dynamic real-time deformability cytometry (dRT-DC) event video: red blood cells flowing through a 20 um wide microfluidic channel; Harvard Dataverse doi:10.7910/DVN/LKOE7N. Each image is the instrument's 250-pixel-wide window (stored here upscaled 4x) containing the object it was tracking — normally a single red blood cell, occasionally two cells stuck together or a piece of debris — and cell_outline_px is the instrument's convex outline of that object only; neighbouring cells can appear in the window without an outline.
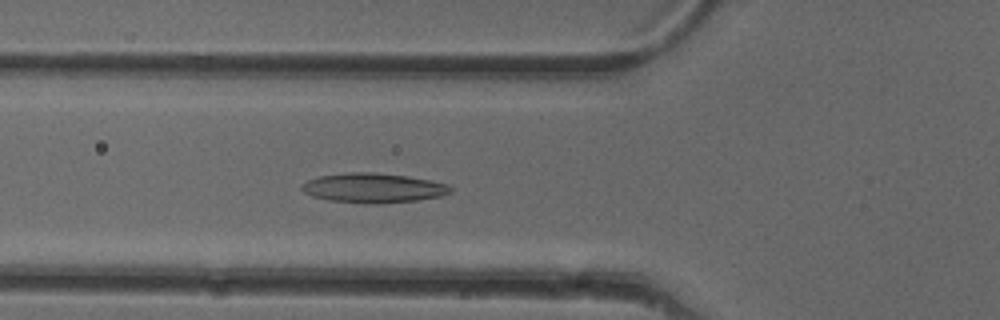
{"species": "common noctule bat (a hibernating species)", "species_latin": "Nyctalus noctula", "temperature_condition": "cold", "stored_images_in_passage": 51, "camera_frame_rate_fps": 3000, "um_per_image_px": 0.085, "animal": {"sex": "female"}, "frame": {"image": 1, "passage_image": 18, "time_ms": 5.667, "image_size_px": [1000, 320], "cell_outline_px": [[452, 192], [440, 196], [416, 200], [380, 204], [368, 204], [328, 200], [312, 196], [304, 192], [300, 188], [300, 184], [308, 180], [320, 176], [348, 172], [372, 172], [408, 176], [428, 180], [444, 184], [452, 188]], "centroid_in_image_um": [31.68, 15.98], "position_along_channel_um": 94.1, "area_um2": 25.61}}
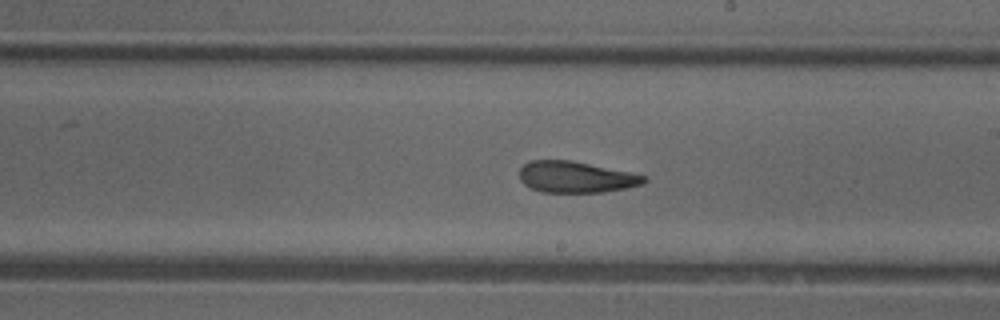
{"frame": {"image": 2, "passage_image": 29, "time_ms": 9.333, "image_size_px": [1000, 320], "cell_outline_px": [[648, 180], [644, 184], [624, 188], [600, 192], [540, 192], [524, 184], [520, 180], [520, 168], [528, 160], [572, 160], [648, 176]], "centroid_in_image_um": [48.94, 15.04], "position_along_channel_um": 240.1, "area_um2": 22.72}}
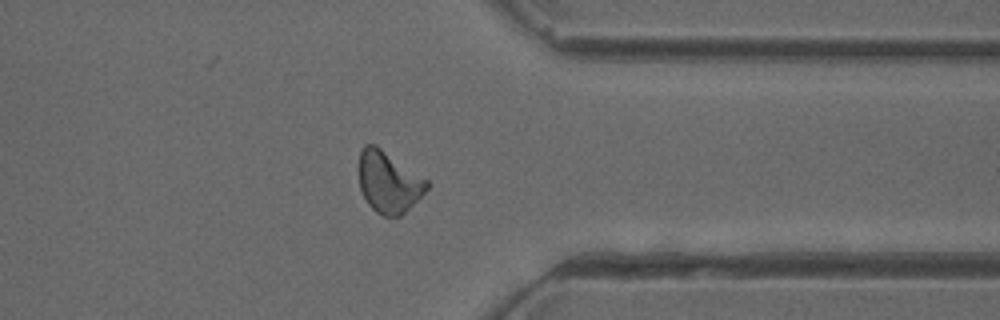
{"frame": {"image": 3, "passage_image": 40, "time_ms": 13.0, "image_size_px": [1000, 320], "cell_outline_px": [[428, 188], [400, 216], [384, 216], [376, 212], [368, 204], [360, 188], [360, 152], [364, 144], [376, 144], [428, 180]], "centroid_in_image_um": [33.02, 15.45], "position_along_channel_um": 378.4, "area_um2": 23.93}, "authors_computed_cell_mechanics": {"area_um2": 23.8714, "velocity_mm_per_s": 3.9676, "shape_relaxation_time_tau1_ms": 6.8094, "shape_relaxation_time_tau2_ms": 2.6179, "deformation_change_tau1": 0.176, "deformation_change_tau2": 0.1076}}